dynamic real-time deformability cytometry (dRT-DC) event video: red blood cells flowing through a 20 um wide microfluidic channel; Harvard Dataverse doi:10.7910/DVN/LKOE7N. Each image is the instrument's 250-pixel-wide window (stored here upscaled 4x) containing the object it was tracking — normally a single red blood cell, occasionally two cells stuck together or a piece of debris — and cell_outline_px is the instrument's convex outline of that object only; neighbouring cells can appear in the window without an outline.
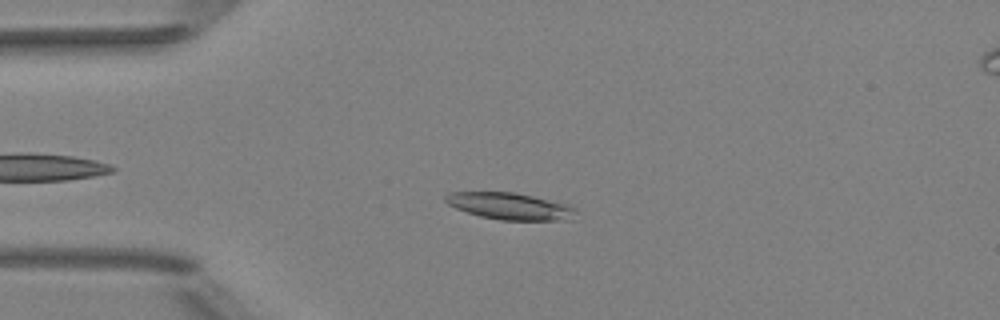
{"species": "Egyptian fruit bat (a non-hibernating species)", "species_latin": "Rousettus aegyptiacus", "temperature_condition": "room temperature", "stored_images_in_passage": 39, "camera_frame_rate_fps": 3000, "um_per_image_px": 0.085, "animal": {"sex": "female"}, "frame": {"image": 1, "passage_image": 7, "time_ms": 2.0, "image_size_px": [1000, 320], "cell_outline_px": [[576, 212], [572, 220], [500, 220], [480, 216], [456, 208], [448, 204], [444, 200], [444, 196], [448, 192], [512, 192], [532, 196], [568, 204], [576, 208]], "centroid_in_image_um": [43.35, 17.52], "position_along_channel_um": 41.6, "area_um2": 20.35}}
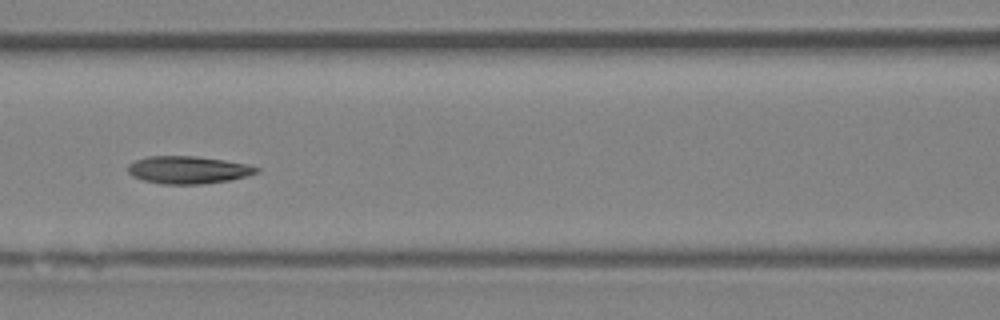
{"frame": {"image": 2, "passage_image": 17, "time_ms": 5.333, "image_size_px": [1000, 320], "cell_outline_px": [[260, 172], [248, 176], [228, 180], [204, 184], [160, 184], [144, 180], [132, 176], [128, 172], [128, 164], [136, 160], [148, 156], [196, 156], [224, 160], [248, 164], [260, 168]], "centroid_in_image_um": [16.01, 14.44], "position_along_channel_um": 150.6, "area_um2": 20.75}}
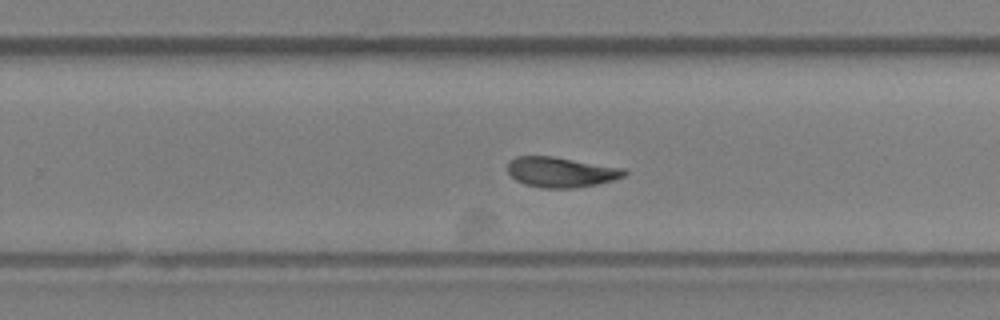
{"frame": {"image": 3, "passage_image": 27, "time_ms": 8.667, "image_size_px": [1000, 320], "cell_outline_px": [[628, 172], [624, 176], [612, 180], [596, 184], [576, 188], [540, 188], [524, 184], [516, 180], [508, 172], [508, 160], [516, 156], [552, 156], [624, 168]], "centroid_in_image_um": [47.66, 14.63], "position_along_channel_um": 282.1, "area_um2": 20.58}, "authors_computed_cell_mechanics": {"area_um2": 20.5768, "velocity_mm_per_s": 3.9685, "shape_relaxation_time_tau1_ms": 4.882, "shape_relaxation_time_tau2_ms": 2.1752, "deformation_change_tau1": 0.1457, "deformation_change_tau2": 0.0923}}